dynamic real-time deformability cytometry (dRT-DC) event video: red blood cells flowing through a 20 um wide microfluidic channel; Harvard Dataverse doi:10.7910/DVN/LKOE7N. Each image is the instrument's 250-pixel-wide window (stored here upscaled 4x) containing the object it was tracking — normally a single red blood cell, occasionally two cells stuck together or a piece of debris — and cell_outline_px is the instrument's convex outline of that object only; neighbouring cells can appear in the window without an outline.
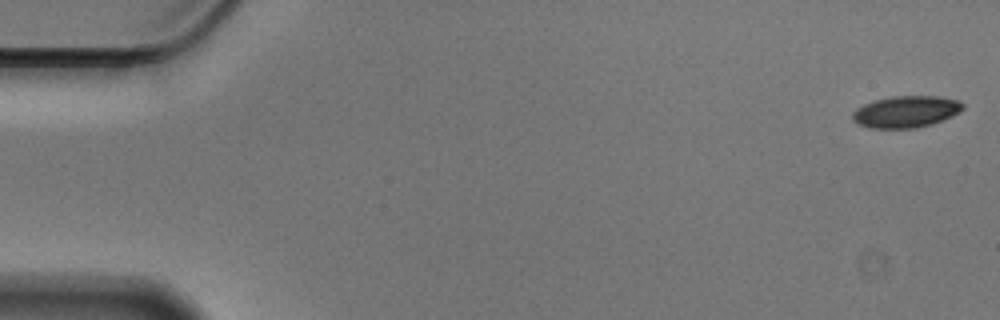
{"species": "Egyptian fruit bat (a non-hibernating species)", "species_latin": "Rousettus aegyptiacus", "temperature_condition": "cold", "stored_images_in_passage": 56, "camera_frame_rate_fps": 3000, "um_per_image_px": 0.085, "animal": {"sex": "male"}, "frame": {"image": 1, "passage_image": 1, "time_ms": 0.0, "image_size_px": [1000, 320], "cell_outline_px": [[964, 108], [960, 112], [952, 116], [932, 124], [916, 128], [868, 128], [856, 124], [852, 120], [852, 112], [856, 108], [864, 104], [876, 100], [892, 96], [936, 96], [960, 100], [964, 104]], "centroid_in_image_um": [77.0, 9.5], "position_along_channel_um": 8.0, "area_um2": 20.58}}
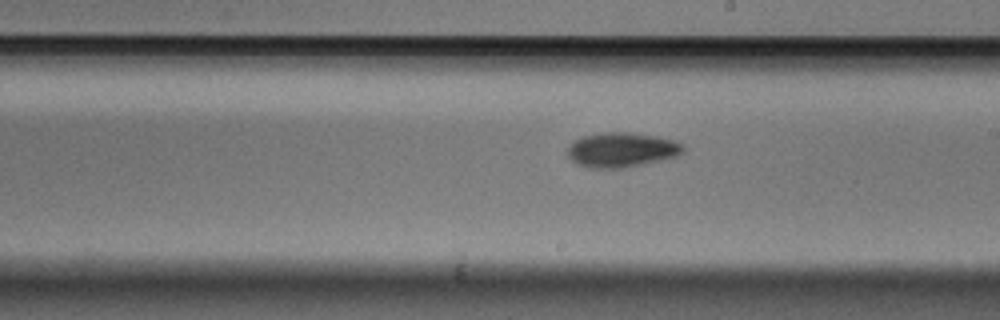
{"frame": {"image": 2, "passage_image": 32, "time_ms": 10.333, "image_size_px": [1000, 320], "cell_outline_px": [[684, 152], [676, 156], [660, 160], [624, 168], [588, 168], [576, 164], [568, 156], [568, 148], [576, 140], [584, 136], [608, 132], [628, 132], [656, 136], [672, 140], [680, 144], [684, 148]], "centroid_in_image_um": [52.83, 12.75], "position_along_channel_um": 236.2, "area_um2": 23.06}}
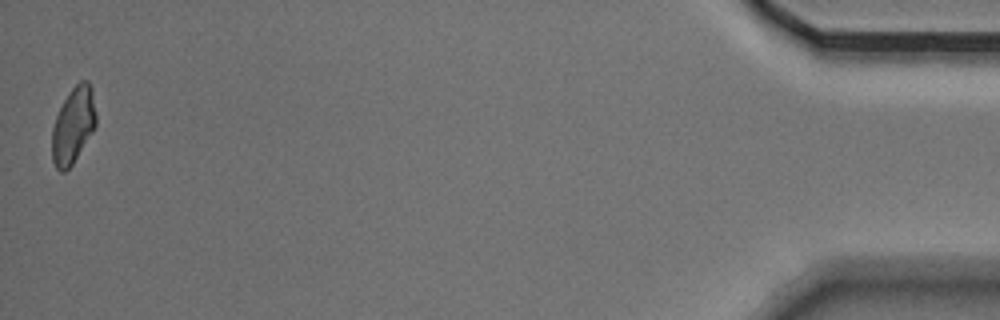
{"frame": {"image": 3, "passage_image": 56, "time_ms": 18.333, "image_size_px": [1000, 320], "cell_outline_px": [[96, 124], [92, 132], [72, 164], [64, 172], [60, 172], [56, 168], [52, 160], [52, 128], [56, 116], [64, 100], [72, 88], [80, 80], [88, 80], [92, 88], [96, 112]], "centroid_in_image_um": [6.22, 10.64], "position_along_channel_um": 429.0, "area_um2": 19.42}, "authors_computed_cell_mechanics": {"area_um2": 20.9236, "velocity_mm_per_s": 3.5511, "shape_relaxation_time_tau1_ms": 2.7571, "shape_relaxation_time_tau2_ms": null, "deformation_change_tau1": 0.1033, "deformation_change_tau2": null}}